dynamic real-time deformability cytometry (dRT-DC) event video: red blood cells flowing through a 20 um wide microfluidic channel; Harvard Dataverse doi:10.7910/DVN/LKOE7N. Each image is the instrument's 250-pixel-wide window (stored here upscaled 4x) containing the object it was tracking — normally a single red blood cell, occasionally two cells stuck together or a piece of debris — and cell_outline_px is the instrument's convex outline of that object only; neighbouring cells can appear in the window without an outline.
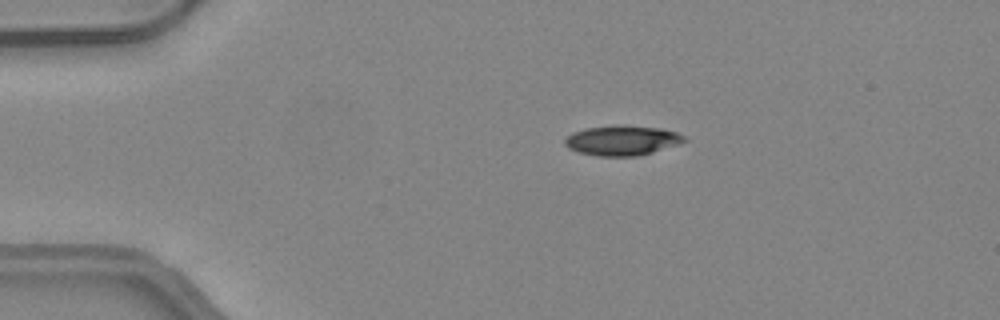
{"species": "common noctule bat (a hibernating species)", "species_latin": "Nyctalus noctula", "temperature_condition": "warm", "stored_images_in_passage": 48, "camera_frame_rate_fps": 3000, "um_per_image_px": 0.085, "animal": {"sex": "female", "body_mass_g": 24.6, "forearm_length_mm": 56.2}, "frame": {"image": 1, "passage_image": 10, "time_ms": 3.0, "image_size_px": [1000, 320], "cell_outline_px": [[688, 140], [680, 144], [640, 156], [596, 156], [580, 152], [568, 148], [564, 144], [564, 140], [572, 132], [584, 128], [616, 124], [660, 128], [676, 132], [688, 136]], "centroid_in_image_um": [52.91, 11.93], "position_along_channel_um": 32.1, "area_um2": 21.21}}
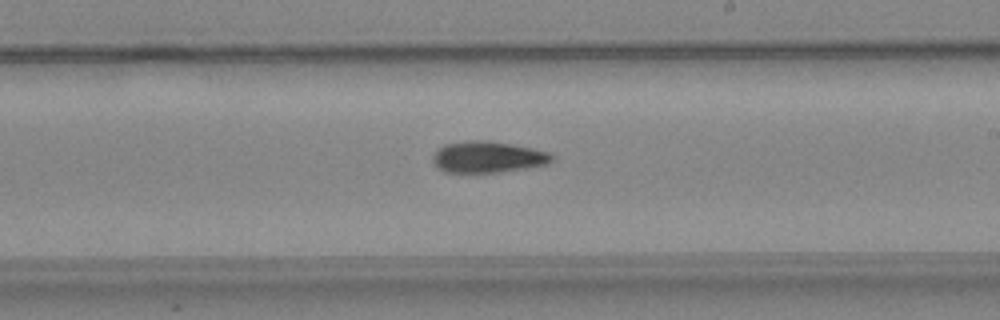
{"frame": {"image": 2, "passage_image": 29, "time_ms": 9.333, "image_size_px": [1000, 320], "cell_outline_px": [[556, 160], [548, 164], [500, 172], [444, 172], [436, 168], [432, 164], [432, 156], [444, 144], [472, 140], [484, 140], [532, 148], [552, 152], [556, 156]], "centroid_in_image_um": [41.49, 13.35], "position_along_channel_um": 247.5, "area_um2": 21.91}}
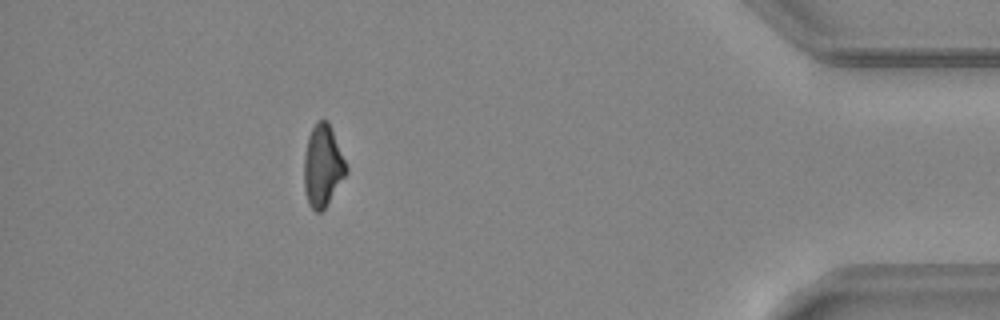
{"frame": {"image": 3, "passage_image": 44, "time_ms": 14.333, "image_size_px": [1000, 320], "cell_outline_px": [[348, 172], [324, 208], [320, 212], [316, 212], [308, 204], [304, 192], [304, 156], [308, 136], [316, 120], [328, 120], [332, 128], [348, 168]], "centroid_in_image_um": [27.42, 14.07], "position_along_channel_um": 407.8, "area_um2": 20.17}, "authors_computed_cell_mechanics": {"area_um2": 21.1259, "velocity_mm_per_s": 4.2432, "shape_relaxation_time_tau1_ms": null, "shape_relaxation_time_tau2_ms": 9.1226, "deformation_change_tau1": null, "deformation_change_tau2": 0.1872}}